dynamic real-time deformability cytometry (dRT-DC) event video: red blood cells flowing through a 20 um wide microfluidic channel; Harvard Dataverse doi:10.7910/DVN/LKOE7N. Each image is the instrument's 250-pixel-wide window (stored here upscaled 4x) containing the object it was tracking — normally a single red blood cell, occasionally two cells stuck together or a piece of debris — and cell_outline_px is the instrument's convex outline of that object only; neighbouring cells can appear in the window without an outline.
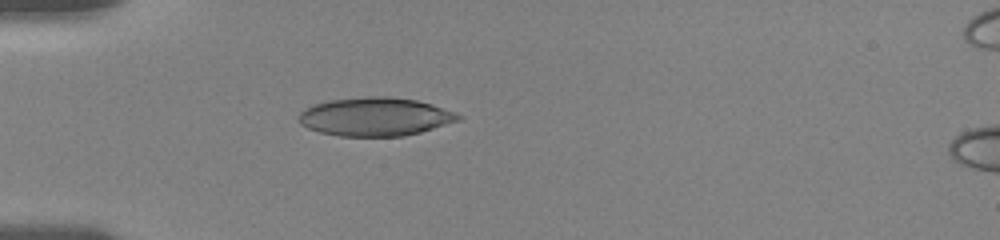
{"species": "human", "species_latin": "Homo sapiens", "temperature_condition": "room temperature", "stored_images_in_passage": 45, "camera_frame_rate_fps": 3000, "um_per_image_px": 0.085, "donor": {"sex": "female"}, "frame": {"image": 1, "passage_image": 1, "time_ms": 0.0, "image_size_px": [1000, 240], "cell_outline_px": [[464, 116], [460, 120], [420, 132], [404, 136], [340, 136], [320, 132], [308, 128], [300, 124], [300, 112], [304, 108], [312, 104], [332, 100], [368, 96], [388, 96], [416, 100], [432, 104], [456, 112]], "centroid_in_image_um": [31.91, 9.91], "position_along_channel_um": 53.1, "area_um2": 35.78}}
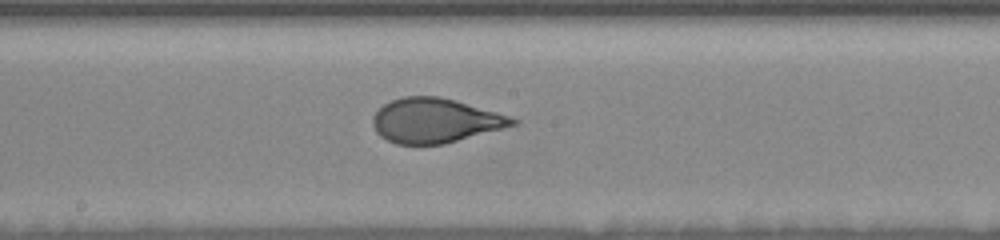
{"frame": {"image": 2, "passage_image": 17, "time_ms": 4.667, "image_size_px": [1000, 240], "cell_outline_px": [[520, 120], [516, 124], [444, 144], [396, 144], [380, 136], [376, 132], [372, 124], [372, 116], [384, 104], [392, 100], [404, 96], [440, 96], [456, 100], [496, 112]], "centroid_in_image_um": [36.94, 10.24], "position_along_channel_um": 211.3, "area_um2": 35.95}}
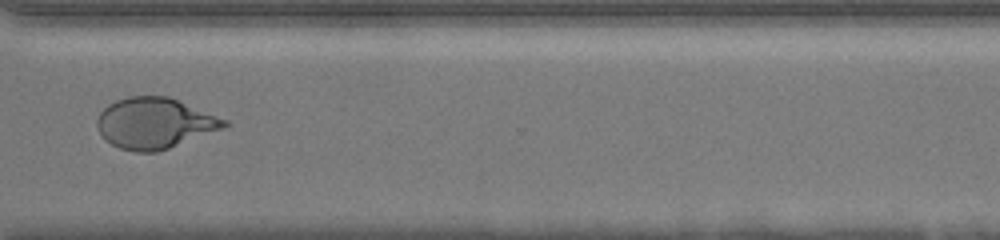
{"frame": {"image": 3, "passage_image": 30, "time_ms": 8.667, "image_size_px": [1000, 240], "cell_outline_px": [[232, 124], [224, 128], [168, 148], [156, 152], [136, 152], [120, 148], [104, 140], [96, 124], [96, 120], [100, 112], [108, 104], [116, 100], [128, 96], [168, 96], [228, 120]], "centroid_in_image_um": [13.14, 10.46], "position_along_channel_um": 357.5, "area_um2": 37.63}, "authors_computed_cell_mechanics": {"area_um2": 37.1076, "velocity_mm_per_s": 3.6622, "shape_relaxation_time_tau1_ms": 4.6668, "shape_relaxation_time_tau2_ms": null, "deformation_change_tau1": 0.1738, "deformation_change_tau2": null}}